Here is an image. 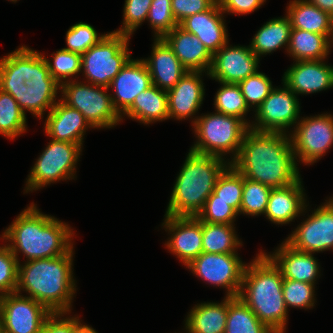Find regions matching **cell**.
Instances as JSON below:
<instances>
[{"label":"cell","instance_id":"e0dca14e","mask_svg":"<svg viewBox=\"0 0 333 333\" xmlns=\"http://www.w3.org/2000/svg\"><path fill=\"white\" fill-rule=\"evenodd\" d=\"M164 216L162 225L172 235L166 247L187 266L203 252L202 222L195 216Z\"/></svg>","mask_w":333,"mask_h":333},{"label":"cell","instance_id":"6da1fadb","mask_svg":"<svg viewBox=\"0 0 333 333\" xmlns=\"http://www.w3.org/2000/svg\"><path fill=\"white\" fill-rule=\"evenodd\" d=\"M288 135L249 128L237 157L230 164L244 178L271 188L289 186L300 174Z\"/></svg>","mask_w":333,"mask_h":333},{"label":"cell","instance_id":"f5cc1de1","mask_svg":"<svg viewBox=\"0 0 333 333\" xmlns=\"http://www.w3.org/2000/svg\"><path fill=\"white\" fill-rule=\"evenodd\" d=\"M72 333H98L95 329L88 325H83L81 322L73 329Z\"/></svg>","mask_w":333,"mask_h":333},{"label":"cell","instance_id":"8fae6325","mask_svg":"<svg viewBox=\"0 0 333 333\" xmlns=\"http://www.w3.org/2000/svg\"><path fill=\"white\" fill-rule=\"evenodd\" d=\"M290 138L295 160L300 158L305 165L313 164L333 145V115L301 118Z\"/></svg>","mask_w":333,"mask_h":333},{"label":"cell","instance_id":"bcb514c9","mask_svg":"<svg viewBox=\"0 0 333 333\" xmlns=\"http://www.w3.org/2000/svg\"><path fill=\"white\" fill-rule=\"evenodd\" d=\"M19 263L7 245L0 247V296L16 292Z\"/></svg>","mask_w":333,"mask_h":333},{"label":"cell","instance_id":"f1b7e54d","mask_svg":"<svg viewBox=\"0 0 333 333\" xmlns=\"http://www.w3.org/2000/svg\"><path fill=\"white\" fill-rule=\"evenodd\" d=\"M124 115L144 124L169 119L167 91L152 84L136 96Z\"/></svg>","mask_w":333,"mask_h":333},{"label":"cell","instance_id":"277c9868","mask_svg":"<svg viewBox=\"0 0 333 333\" xmlns=\"http://www.w3.org/2000/svg\"><path fill=\"white\" fill-rule=\"evenodd\" d=\"M280 269L262 251L246 265L238 298H240L274 333H284L288 309L283 298Z\"/></svg>","mask_w":333,"mask_h":333},{"label":"cell","instance_id":"681fc988","mask_svg":"<svg viewBox=\"0 0 333 333\" xmlns=\"http://www.w3.org/2000/svg\"><path fill=\"white\" fill-rule=\"evenodd\" d=\"M266 0H217L223 13L249 14L259 9Z\"/></svg>","mask_w":333,"mask_h":333},{"label":"cell","instance_id":"816d5d0a","mask_svg":"<svg viewBox=\"0 0 333 333\" xmlns=\"http://www.w3.org/2000/svg\"><path fill=\"white\" fill-rule=\"evenodd\" d=\"M322 11L329 13L333 17V0H308Z\"/></svg>","mask_w":333,"mask_h":333},{"label":"cell","instance_id":"ee69618b","mask_svg":"<svg viewBox=\"0 0 333 333\" xmlns=\"http://www.w3.org/2000/svg\"><path fill=\"white\" fill-rule=\"evenodd\" d=\"M25 80L20 75V48L0 59V89L6 93L19 90Z\"/></svg>","mask_w":333,"mask_h":333},{"label":"cell","instance_id":"4316f807","mask_svg":"<svg viewBox=\"0 0 333 333\" xmlns=\"http://www.w3.org/2000/svg\"><path fill=\"white\" fill-rule=\"evenodd\" d=\"M292 29L326 35L333 40V17L308 0L290 1L287 14Z\"/></svg>","mask_w":333,"mask_h":333},{"label":"cell","instance_id":"d590c367","mask_svg":"<svg viewBox=\"0 0 333 333\" xmlns=\"http://www.w3.org/2000/svg\"><path fill=\"white\" fill-rule=\"evenodd\" d=\"M220 83L223 86L217 91L214 99L216 112L238 117L250 127V120L248 122L244 118L249 111V107L246 104L239 85L234 83Z\"/></svg>","mask_w":333,"mask_h":333},{"label":"cell","instance_id":"8d00e7d4","mask_svg":"<svg viewBox=\"0 0 333 333\" xmlns=\"http://www.w3.org/2000/svg\"><path fill=\"white\" fill-rule=\"evenodd\" d=\"M272 188L257 181L244 178L240 214L258 216L265 214Z\"/></svg>","mask_w":333,"mask_h":333},{"label":"cell","instance_id":"30bf717a","mask_svg":"<svg viewBox=\"0 0 333 333\" xmlns=\"http://www.w3.org/2000/svg\"><path fill=\"white\" fill-rule=\"evenodd\" d=\"M19 90H11L9 94L16 100L20 109L32 112L42 118L45 110H51L57 103V91L61 85L51 76L45 56L34 50V75L24 82Z\"/></svg>","mask_w":333,"mask_h":333},{"label":"cell","instance_id":"836d02e7","mask_svg":"<svg viewBox=\"0 0 333 333\" xmlns=\"http://www.w3.org/2000/svg\"><path fill=\"white\" fill-rule=\"evenodd\" d=\"M26 114L16 100L0 89V134L14 139L26 131Z\"/></svg>","mask_w":333,"mask_h":333},{"label":"cell","instance_id":"9a60e30c","mask_svg":"<svg viewBox=\"0 0 333 333\" xmlns=\"http://www.w3.org/2000/svg\"><path fill=\"white\" fill-rule=\"evenodd\" d=\"M285 241L297 250L313 254L333 250V197L315 209Z\"/></svg>","mask_w":333,"mask_h":333},{"label":"cell","instance_id":"7a4b0ae2","mask_svg":"<svg viewBox=\"0 0 333 333\" xmlns=\"http://www.w3.org/2000/svg\"><path fill=\"white\" fill-rule=\"evenodd\" d=\"M35 205L31 203L24 209L1 237L11 241L7 246L18 262V252H22L29 261L58 257L73 248V229L51 215L42 214Z\"/></svg>","mask_w":333,"mask_h":333},{"label":"cell","instance_id":"cb8c5ba5","mask_svg":"<svg viewBox=\"0 0 333 333\" xmlns=\"http://www.w3.org/2000/svg\"><path fill=\"white\" fill-rule=\"evenodd\" d=\"M151 76V82L161 90L168 91L188 70L163 39H154L150 58L142 59Z\"/></svg>","mask_w":333,"mask_h":333},{"label":"cell","instance_id":"7402d4cb","mask_svg":"<svg viewBox=\"0 0 333 333\" xmlns=\"http://www.w3.org/2000/svg\"><path fill=\"white\" fill-rule=\"evenodd\" d=\"M218 2L209 10L184 19L179 26L196 35L213 55L228 41L227 29Z\"/></svg>","mask_w":333,"mask_h":333},{"label":"cell","instance_id":"7c38bea8","mask_svg":"<svg viewBox=\"0 0 333 333\" xmlns=\"http://www.w3.org/2000/svg\"><path fill=\"white\" fill-rule=\"evenodd\" d=\"M240 259L237 253L202 252L187 268L204 281L227 289V297H238L247 265Z\"/></svg>","mask_w":333,"mask_h":333},{"label":"cell","instance_id":"d4e9b609","mask_svg":"<svg viewBox=\"0 0 333 333\" xmlns=\"http://www.w3.org/2000/svg\"><path fill=\"white\" fill-rule=\"evenodd\" d=\"M188 71L209 72L212 54L196 35L179 25L162 38Z\"/></svg>","mask_w":333,"mask_h":333},{"label":"cell","instance_id":"484cf974","mask_svg":"<svg viewBox=\"0 0 333 333\" xmlns=\"http://www.w3.org/2000/svg\"><path fill=\"white\" fill-rule=\"evenodd\" d=\"M301 177L293 184L272 188L265 217L275 224H289L306 210Z\"/></svg>","mask_w":333,"mask_h":333},{"label":"cell","instance_id":"60d3db41","mask_svg":"<svg viewBox=\"0 0 333 333\" xmlns=\"http://www.w3.org/2000/svg\"><path fill=\"white\" fill-rule=\"evenodd\" d=\"M272 81L260 71L248 76L243 81L239 82L241 93L246 101L247 106L255 110L260 106L264 99L270 94L273 89Z\"/></svg>","mask_w":333,"mask_h":333},{"label":"cell","instance_id":"9c48e42d","mask_svg":"<svg viewBox=\"0 0 333 333\" xmlns=\"http://www.w3.org/2000/svg\"><path fill=\"white\" fill-rule=\"evenodd\" d=\"M37 159L26 182L27 193L56 181L74 179L76 164L82 152L79 144L51 140Z\"/></svg>","mask_w":333,"mask_h":333},{"label":"cell","instance_id":"f6af8a7d","mask_svg":"<svg viewBox=\"0 0 333 333\" xmlns=\"http://www.w3.org/2000/svg\"><path fill=\"white\" fill-rule=\"evenodd\" d=\"M152 0H125L123 26L116 31L131 37L133 32L147 20Z\"/></svg>","mask_w":333,"mask_h":333},{"label":"cell","instance_id":"7dc6e473","mask_svg":"<svg viewBox=\"0 0 333 333\" xmlns=\"http://www.w3.org/2000/svg\"><path fill=\"white\" fill-rule=\"evenodd\" d=\"M173 16L178 25L187 17L209 10L217 0H171Z\"/></svg>","mask_w":333,"mask_h":333},{"label":"cell","instance_id":"f546056e","mask_svg":"<svg viewBox=\"0 0 333 333\" xmlns=\"http://www.w3.org/2000/svg\"><path fill=\"white\" fill-rule=\"evenodd\" d=\"M331 42L326 35L292 29L287 52L295 61L323 60L329 54Z\"/></svg>","mask_w":333,"mask_h":333},{"label":"cell","instance_id":"ab89813d","mask_svg":"<svg viewBox=\"0 0 333 333\" xmlns=\"http://www.w3.org/2000/svg\"><path fill=\"white\" fill-rule=\"evenodd\" d=\"M147 20L155 30V39H162L178 26L173 16L171 0H152Z\"/></svg>","mask_w":333,"mask_h":333},{"label":"cell","instance_id":"e575fe53","mask_svg":"<svg viewBox=\"0 0 333 333\" xmlns=\"http://www.w3.org/2000/svg\"><path fill=\"white\" fill-rule=\"evenodd\" d=\"M244 177L231 164L219 176L213 193L216 200H222L238 213L242 202Z\"/></svg>","mask_w":333,"mask_h":333},{"label":"cell","instance_id":"ba28073f","mask_svg":"<svg viewBox=\"0 0 333 333\" xmlns=\"http://www.w3.org/2000/svg\"><path fill=\"white\" fill-rule=\"evenodd\" d=\"M108 87L66 81L61 84V100L79 110L93 128H111L122 121L114 108Z\"/></svg>","mask_w":333,"mask_h":333},{"label":"cell","instance_id":"4dcf8cb0","mask_svg":"<svg viewBox=\"0 0 333 333\" xmlns=\"http://www.w3.org/2000/svg\"><path fill=\"white\" fill-rule=\"evenodd\" d=\"M291 30L287 15L271 19L258 30L249 46L259 58L281 47L288 48Z\"/></svg>","mask_w":333,"mask_h":333},{"label":"cell","instance_id":"c3c4849f","mask_svg":"<svg viewBox=\"0 0 333 333\" xmlns=\"http://www.w3.org/2000/svg\"><path fill=\"white\" fill-rule=\"evenodd\" d=\"M67 313H51L45 320L39 333H72L73 329L81 322L79 317H64Z\"/></svg>","mask_w":333,"mask_h":333},{"label":"cell","instance_id":"b9f144b4","mask_svg":"<svg viewBox=\"0 0 333 333\" xmlns=\"http://www.w3.org/2000/svg\"><path fill=\"white\" fill-rule=\"evenodd\" d=\"M314 289V284L284 279L282 292L287 309L289 306L301 309L312 308L315 305Z\"/></svg>","mask_w":333,"mask_h":333},{"label":"cell","instance_id":"603a6c76","mask_svg":"<svg viewBox=\"0 0 333 333\" xmlns=\"http://www.w3.org/2000/svg\"><path fill=\"white\" fill-rule=\"evenodd\" d=\"M265 254L280 269L284 279L315 285L320 272L313 253L297 250L284 241L274 253Z\"/></svg>","mask_w":333,"mask_h":333},{"label":"cell","instance_id":"2e32d148","mask_svg":"<svg viewBox=\"0 0 333 333\" xmlns=\"http://www.w3.org/2000/svg\"><path fill=\"white\" fill-rule=\"evenodd\" d=\"M259 59L250 46L229 47L227 42L213 54L207 75L219 83L238 84L258 71Z\"/></svg>","mask_w":333,"mask_h":333},{"label":"cell","instance_id":"1f68e13d","mask_svg":"<svg viewBox=\"0 0 333 333\" xmlns=\"http://www.w3.org/2000/svg\"><path fill=\"white\" fill-rule=\"evenodd\" d=\"M225 333H274L238 297H228Z\"/></svg>","mask_w":333,"mask_h":333},{"label":"cell","instance_id":"52a82bcc","mask_svg":"<svg viewBox=\"0 0 333 333\" xmlns=\"http://www.w3.org/2000/svg\"><path fill=\"white\" fill-rule=\"evenodd\" d=\"M130 37L121 33H107L96 45L81 55V71L89 84L109 87L111 81L131 59Z\"/></svg>","mask_w":333,"mask_h":333},{"label":"cell","instance_id":"44dd1931","mask_svg":"<svg viewBox=\"0 0 333 333\" xmlns=\"http://www.w3.org/2000/svg\"><path fill=\"white\" fill-rule=\"evenodd\" d=\"M90 127L93 128L79 110L58 99L55 106L48 112L44 131L52 140L82 146L84 133Z\"/></svg>","mask_w":333,"mask_h":333},{"label":"cell","instance_id":"4fadbf2b","mask_svg":"<svg viewBox=\"0 0 333 333\" xmlns=\"http://www.w3.org/2000/svg\"><path fill=\"white\" fill-rule=\"evenodd\" d=\"M284 88H273L260 106L254 111L255 123L250 128L257 131L286 133L287 128L297 124L300 104L297 95L284 83Z\"/></svg>","mask_w":333,"mask_h":333},{"label":"cell","instance_id":"d6986e66","mask_svg":"<svg viewBox=\"0 0 333 333\" xmlns=\"http://www.w3.org/2000/svg\"><path fill=\"white\" fill-rule=\"evenodd\" d=\"M283 83L295 94H310L333 87V66L323 60L296 61L283 75Z\"/></svg>","mask_w":333,"mask_h":333},{"label":"cell","instance_id":"ac0fdd59","mask_svg":"<svg viewBox=\"0 0 333 333\" xmlns=\"http://www.w3.org/2000/svg\"><path fill=\"white\" fill-rule=\"evenodd\" d=\"M151 85V76L145 62L142 59H130L108 87L115 90V95H111V98L119 115L122 117L132 106L136 96Z\"/></svg>","mask_w":333,"mask_h":333},{"label":"cell","instance_id":"83f0119b","mask_svg":"<svg viewBox=\"0 0 333 333\" xmlns=\"http://www.w3.org/2000/svg\"><path fill=\"white\" fill-rule=\"evenodd\" d=\"M227 314V296L221 303L197 304L187 315L185 329L188 333H225Z\"/></svg>","mask_w":333,"mask_h":333},{"label":"cell","instance_id":"8992f818","mask_svg":"<svg viewBox=\"0 0 333 333\" xmlns=\"http://www.w3.org/2000/svg\"><path fill=\"white\" fill-rule=\"evenodd\" d=\"M193 120L198 140L190 150L220 158L232 152L234 156L230 163L237 157L244 136L250 128L238 117L218 112L196 117Z\"/></svg>","mask_w":333,"mask_h":333},{"label":"cell","instance_id":"f35d334b","mask_svg":"<svg viewBox=\"0 0 333 333\" xmlns=\"http://www.w3.org/2000/svg\"><path fill=\"white\" fill-rule=\"evenodd\" d=\"M105 35H98L90 24L79 22L68 29L66 33L68 47L63 49L82 55L96 45Z\"/></svg>","mask_w":333,"mask_h":333},{"label":"cell","instance_id":"5b68a950","mask_svg":"<svg viewBox=\"0 0 333 333\" xmlns=\"http://www.w3.org/2000/svg\"><path fill=\"white\" fill-rule=\"evenodd\" d=\"M230 165L224 158L189 150L174 184L165 215L197 216L213 193L219 176Z\"/></svg>","mask_w":333,"mask_h":333},{"label":"cell","instance_id":"d6a6232c","mask_svg":"<svg viewBox=\"0 0 333 333\" xmlns=\"http://www.w3.org/2000/svg\"><path fill=\"white\" fill-rule=\"evenodd\" d=\"M202 247L205 253H236L242 243L235 227L229 224H213L202 222Z\"/></svg>","mask_w":333,"mask_h":333},{"label":"cell","instance_id":"5bb4252c","mask_svg":"<svg viewBox=\"0 0 333 333\" xmlns=\"http://www.w3.org/2000/svg\"><path fill=\"white\" fill-rule=\"evenodd\" d=\"M50 314L43 304L17 292L0 296L2 333H39Z\"/></svg>","mask_w":333,"mask_h":333},{"label":"cell","instance_id":"f907efd6","mask_svg":"<svg viewBox=\"0 0 333 333\" xmlns=\"http://www.w3.org/2000/svg\"><path fill=\"white\" fill-rule=\"evenodd\" d=\"M20 75L25 81L34 75V50L27 46L20 47Z\"/></svg>","mask_w":333,"mask_h":333},{"label":"cell","instance_id":"db71d44e","mask_svg":"<svg viewBox=\"0 0 333 333\" xmlns=\"http://www.w3.org/2000/svg\"><path fill=\"white\" fill-rule=\"evenodd\" d=\"M0 333H2V323H1V319H0Z\"/></svg>","mask_w":333,"mask_h":333},{"label":"cell","instance_id":"74e56055","mask_svg":"<svg viewBox=\"0 0 333 333\" xmlns=\"http://www.w3.org/2000/svg\"><path fill=\"white\" fill-rule=\"evenodd\" d=\"M53 62L45 57L51 76L61 85L68 81L70 76H74L81 70V55L71 51L60 49L51 54ZM65 80V81H63Z\"/></svg>","mask_w":333,"mask_h":333},{"label":"cell","instance_id":"ffe728a7","mask_svg":"<svg viewBox=\"0 0 333 333\" xmlns=\"http://www.w3.org/2000/svg\"><path fill=\"white\" fill-rule=\"evenodd\" d=\"M201 71H188L167 91L169 119L186 120L200 108L204 99V85Z\"/></svg>","mask_w":333,"mask_h":333},{"label":"cell","instance_id":"3957f363","mask_svg":"<svg viewBox=\"0 0 333 333\" xmlns=\"http://www.w3.org/2000/svg\"><path fill=\"white\" fill-rule=\"evenodd\" d=\"M72 264L73 248L58 257L19 263L16 292H28V297L43 304L51 313L69 314L76 292Z\"/></svg>","mask_w":333,"mask_h":333},{"label":"cell","instance_id":"7bdbcfd3","mask_svg":"<svg viewBox=\"0 0 333 333\" xmlns=\"http://www.w3.org/2000/svg\"><path fill=\"white\" fill-rule=\"evenodd\" d=\"M239 213L222 200H216V195L212 193L205 201L204 207L197 214L201 222L213 224L233 225L236 216Z\"/></svg>","mask_w":333,"mask_h":333}]
</instances>
